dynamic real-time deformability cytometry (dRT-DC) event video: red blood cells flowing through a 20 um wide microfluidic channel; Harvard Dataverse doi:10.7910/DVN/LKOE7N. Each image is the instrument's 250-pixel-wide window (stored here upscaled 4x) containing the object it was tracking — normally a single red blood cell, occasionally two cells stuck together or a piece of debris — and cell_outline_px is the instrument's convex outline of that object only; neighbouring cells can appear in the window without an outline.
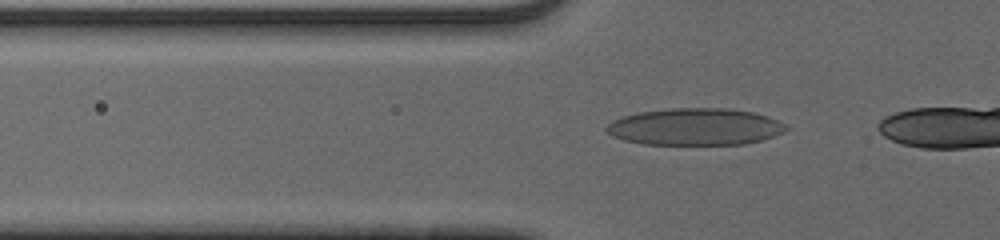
{"species": "human", "species_latin": "Homo sapiens", "temperature_condition": "cold", "stored_images_in_passage": 21, "camera_frame_rate_fps": 3000, "um_per_image_px": 0.085, "donor": {"sex": "male"}, "frame": {"image": 1, "passage_image": 14, "time_ms": 4.333, "image_size_px": [1000, 240], "cell_outline_px": [[788, 128], [784, 132], [760, 140], [744, 144], [644, 144], [624, 140], [612, 136], [604, 132], [604, 128], [612, 120], [624, 116], [640, 112], [668, 108], [728, 108], [752, 112], [768, 116], [784, 124]], "centroid_in_image_um": [59.04, 10.77], "position_along_channel_um": 66.8, "area_um2": 38.61}}
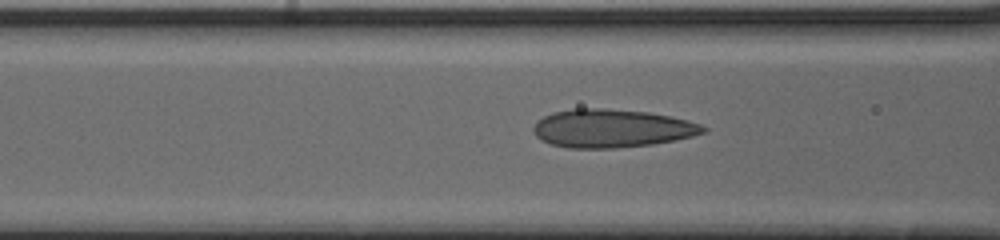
{"frame": {"image": 2, "passage_image": 18, "time_ms": 5.667, "image_size_px": [1000, 240], "cell_outline_px": [[708, 132], [676, 140], [652, 144], [616, 148], [568, 148], [552, 144], [540, 140], [536, 136], [532, 128], [536, 120], [552, 112], [576, 108], [604, 108], [648, 112], [672, 116], [688, 120], [700, 124], [708, 128]], "centroid_in_image_um": [52.01, 10.91], "position_along_channel_um": 114.6, "area_um2": 38.21}}